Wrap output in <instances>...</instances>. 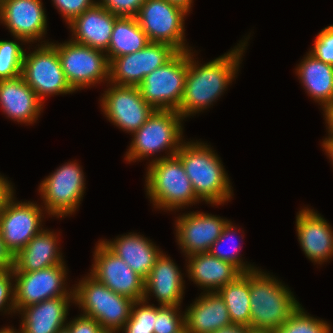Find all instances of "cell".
Masks as SVG:
<instances>
[{
  "instance_id": "6da1fadb",
  "label": "cell",
  "mask_w": 333,
  "mask_h": 333,
  "mask_svg": "<svg viewBox=\"0 0 333 333\" xmlns=\"http://www.w3.org/2000/svg\"><path fill=\"white\" fill-rule=\"evenodd\" d=\"M249 38L246 37L229 52L204 64L195 60L193 50L188 51L184 95L176 110L183 119L210 108L223 95L237 77Z\"/></svg>"
},
{
  "instance_id": "7a4b0ae2",
  "label": "cell",
  "mask_w": 333,
  "mask_h": 333,
  "mask_svg": "<svg viewBox=\"0 0 333 333\" xmlns=\"http://www.w3.org/2000/svg\"><path fill=\"white\" fill-rule=\"evenodd\" d=\"M176 156L181 160L196 196L207 204L230 201L233 187L222 160L205 142H183Z\"/></svg>"
},
{
  "instance_id": "3957f363",
  "label": "cell",
  "mask_w": 333,
  "mask_h": 333,
  "mask_svg": "<svg viewBox=\"0 0 333 333\" xmlns=\"http://www.w3.org/2000/svg\"><path fill=\"white\" fill-rule=\"evenodd\" d=\"M300 305L275 276L261 269L250 272V328L277 331Z\"/></svg>"
},
{
  "instance_id": "277c9868",
  "label": "cell",
  "mask_w": 333,
  "mask_h": 333,
  "mask_svg": "<svg viewBox=\"0 0 333 333\" xmlns=\"http://www.w3.org/2000/svg\"><path fill=\"white\" fill-rule=\"evenodd\" d=\"M146 170V196L155 209L177 211L202 202L195 194L181 160L175 155L149 162Z\"/></svg>"
},
{
  "instance_id": "5b68a950",
  "label": "cell",
  "mask_w": 333,
  "mask_h": 333,
  "mask_svg": "<svg viewBox=\"0 0 333 333\" xmlns=\"http://www.w3.org/2000/svg\"><path fill=\"white\" fill-rule=\"evenodd\" d=\"M182 116L173 110H155L147 121L132 135L124 160L136 162L152 157L155 153L165 152L161 158L175 156L183 144Z\"/></svg>"
},
{
  "instance_id": "8992f818",
  "label": "cell",
  "mask_w": 333,
  "mask_h": 333,
  "mask_svg": "<svg viewBox=\"0 0 333 333\" xmlns=\"http://www.w3.org/2000/svg\"><path fill=\"white\" fill-rule=\"evenodd\" d=\"M74 285V304L82 315L94 318L102 330L121 331L129 320L131 298L117 294L90 273Z\"/></svg>"
},
{
  "instance_id": "52a82bcc",
  "label": "cell",
  "mask_w": 333,
  "mask_h": 333,
  "mask_svg": "<svg viewBox=\"0 0 333 333\" xmlns=\"http://www.w3.org/2000/svg\"><path fill=\"white\" fill-rule=\"evenodd\" d=\"M58 52L65 77L74 91L109 83L110 61L106 52L79 44L71 39L50 42Z\"/></svg>"
},
{
  "instance_id": "ba28073f",
  "label": "cell",
  "mask_w": 333,
  "mask_h": 333,
  "mask_svg": "<svg viewBox=\"0 0 333 333\" xmlns=\"http://www.w3.org/2000/svg\"><path fill=\"white\" fill-rule=\"evenodd\" d=\"M84 177L82 167L74 160L59 166L41 181L38 191L47 215L61 219L75 214L86 189Z\"/></svg>"
},
{
  "instance_id": "9c48e42d",
  "label": "cell",
  "mask_w": 333,
  "mask_h": 333,
  "mask_svg": "<svg viewBox=\"0 0 333 333\" xmlns=\"http://www.w3.org/2000/svg\"><path fill=\"white\" fill-rule=\"evenodd\" d=\"M188 70V51H178L138 86L142 98L155 110L176 111L182 101Z\"/></svg>"
},
{
  "instance_id": "30bf717a",
  "label": "cell",
  "mask_w": 333,
  "mask_h": 333,
  "mask_svg": "<svg viewBox=\"0 0 333 333\" xmlns=\"http://www.w3.org/2000/svg\"><path fill=\"white\" fill-rule=\"evenodd\" d=\"M40 43L34 51H25L21 73L25 82L43 103L48 96L74 93L63 72L57 49L46 40Z\"/></svg>"
},
{
  "instance_id": "8fae6325",
  "label": "cell",
  "mask_w": 333,
  "mask_h": 333,
  "mask_svg": "<svg viewBox=\"0 0 333 333\" xmlns=\"http://www.w3.org/2000/svg\"><path fill=\"white\" fill-rule=\"evenodd\" d=\"M187 15L183 8L166 0H145L135 18L149 42L170 44L177 51H192L185 44Z\"/></svg>"
},
{
  "instance_id": "7c38bea8",
  "label": "cell",
  "mask_w": 333,
  "mask_h": 333,
  "mask_svg": "<svg viewBox=\"0 0 333 333\" xmlns=\"http://www.w3.org/2000/svg\"><path fill=\"white\" fill-rule=\"evenodd\" d=\"M65 264L31 272H14L16 313L47 299L74 297V289L68 288V282H65L68 278Z\"/></svg>"
},
{
  "instance_id": "4fadbf2b",
  "label": "cell",
  "mask_w": 333,
  "mask_h": 333,
  "mask_svg": "<svg viewBox=\"0 0 333 333\" xmlns=\"http://www.w3.org/2000/svg\"><path fill=\"white\" fill-rule=\"evenodd\" d=\"M100 97L101 111L109 122L133 134L155 109L141 96L138 86H118L109 82Z\"/></svg>"
},
{
  "instance_id": "5bb4252c",
  "label": "cell",
  "mask_w": 333,
  "mask_h": 333,
  "mask_svg": "<svg viewBox=\"0 0 333 333\" xmlns=\"http://www.w3.org/2000/svg\"><path fill=\"white\" fill-rule=\"evenodd\" d=\"M14 195L6 201L0 213V232L6 247L16 255L44 229L42 221L47 213L37 202L15 201Z\"/></svg>"
},
{
  "instance_id": "9a60e30c",
  "label": "cell",
  "mask_w": 333,
  "mask_h": 333,
  "mask_svg": "<svg viewBox=\"0 0 333 333\" xmlns=\"http://www.w3.org/2000/svg\"><path fill=\"white\" fill-rule=\"evenodd\" d=\"M90 274L117 294L144 300V279L101 241L95 245Z\"/></svg>"
},
{
  "instance_id": "2e32d148",
  "label": "cell",
  "mask_w": 333,
  "mask_h": 333,
  "mask_svg": "<svg viewBox=\"0 0 333 333\" xmlns=\"http://www.w3.org/2000/svg\"><path fill=\"white\" fill-rule=\"evenodd\" d=\"M175 221L177 244L187 257L208 252L212 244L221 236L229 220L209 213L191 211L179 215Z\"/></svg>"
},
{
  "instance_id": "e0dca14e",
  "label": "cell",
  "mask_w": 333,
  "mask_h": 333,
  "mask_svg": "<svg viewBox=\"0 0 333 333\" xmlns=\"http://www.w3.org/2000/svg\"><path fill=\"white\" fill-rule=\"evenodd\" d=\"M43 7L42 0H1L0 23L27 44L40 42L47 34L48 25Z\"/></svg>"
},
{
  "instance_id": "ac0fdd59",
  "label": "cell",
  "mask_w": 333,
  "mask_h": 333,
  "mask_svg": "<svg viewBox=\"0 0 333 333\" xmlns=\"http://www.w3.org/2000/svg\"><path fill=\"white\" fill-rule=\"evenodd\" d=\"M296 234L300 248L314 264H323L333 257L331 225L314 209L302 208L296 215Z\"/></svg>"
},
{
  "instance_id": "d6986e66",
  "label": "cell",
  "mask_w": 333,
  "mask_h": 333,
  "mask_svg": "<svg viewBox=\"0 0 333 333\" xmlns=\"http://www.w3.org/2000/svg\"><path fill=\"white\" fill-rule=\"evenodd\" d=\"M182 276L176 263L162 251L144 280V300L148 302L153 295L158 305L181 306L185 293Z\"/></svg>"
},
{
  "instance_id": "ffe728a7",
  "label": "cell",
  "mask_w": 333,
  "mask_h": 333,
  "mask_svg": "<svg viewBox=\"0 0 333 333\" xmlns=\"http://www.w3.org/2000/svg\"><path fill=\"white\" fill-rule=\"evenodd\" d=\"M44 103L22 76L0 80V108L6 117L22 124H34L43 110Z\"/></svg>"
},
{
  "instance_id": "44dd1931",
  "label": "cell",
  "mask_w": 333,
  "mask_h": 333,
  "mask_svg": "<svg viewBox=\"0 0 333 333\" xmlns=\"http://www.w3.org/2000/svg\"><path fill=\"white\" fill-rule=\"evenodd\" d=\"M117 18L118 16H115L97 2L68 23V28L72 32L71 40L106 52Z\"/></svg>"
},
{
  "instance_id": "7402d4cb",
  "label": "cell",
  "mask_w": 333,
  "mask_h": 333,
  "mask_svg": "<svg viewBox=\"0 0 333 333\" xmlns=\"http://www.w3.org/2000/svg\"><path fill=\"white\" fill-rule=\"evenodd\" d=\"M74 297H56L20 309L19 329L23 333H57L68 321V311Z\"/></svg>"
},
{
  "instance_id": "603a6c76",
  "label": "cell",
  "mask_w": 333,
  "mask_h": 333,
  "mask_svg": "<svg viewBox=\"0 0 333 333\" xmlns=\"http://www.w3.org/2000/svg\"><path fill=\"white\" fill-rule=\"evenodd\" d=\"M144 280L152 270L162 250L141 234L130 232L112 240H100Z\"/></svg>"
},
{
  "instance_id": "cb8c5ba5",
  "label": "cell",
  "mask_w": 333,
  "mask_h": 333,
  "mask_svg": "<svg viewBox=\"0 0 333 333\" xmlns=\"http://www.w3.org/2000/svg\"><path fill=\"white\" fill-rule=\"evenodd\" d=\"M186 258V273L203 292H216L242 274L237 267L209 252L192 254Z\"/></svg>"
},
{
  "instance_id": "d4e9b609",
  "label": "cell",
  "mask_w": 333,
  "mask_h": 333,
  "mask_svg": "<svg viewBox=\"0 0 333 333\" xmlns=\"http://www.w3.org/2000/svg\"><path fill=\"white\" fill-rule=\"evenodd\" d=\"M184 313L189 333H213L232 324L227 306L217 291L201 293Z\"/></svg>"
},
{
  "instance_id": "484cf974",
  "label": "cell",
  "mask_w": 333,
  "mask_h": 333,
  "mask_svg": "<svg viewBox=\"0 0 333 333\" xmlns=\"http://www.w3.org/2000/svg\"><path fill=\"white\" fill-rule=\"evenodd\" d=\"M58 239L57 233L43 229L14 255L13 272H31L63 264Z\"/></svg>"
},
{
  "instance_id": "4316f807",
  "label": "cell",
  "mask_w": 333,
  "mask_h": 333,
  "mask_svg": "<svg viewBox=\"0 0 333 333\" xmlns=\"http://www.w3.org/2000/svg\"><path fill=\"white\" fill-rule=\"evenodd\" d=\"M303 88L322 109L333 104V65L307 52L295 69Z\"/></svg>"
},
{
  "instance_id": "83f0119b",
  "label": "cell",
  "mask_w": 333,
  "mask_h": 333,
  "mask_svg": "<svg viewBox=\"0 0 333 333\" xmlns=\"http://www.w3.org/2000/svg\"><path fill=\"white\" fill-rule=\"evenodd\" d=\"M149 40L135 17H118L115 20L106 55L114 58L142 50Z\"/></svg>"
},
{
  "instance_id": "f1b7e54d",
  "label": "cell",
  "mask_w": 333,
  "mask_h": 333,
  "mask_svg": "<svg viewBox=\"0 0 333 333\" xmlns=\"http://www.w3.org/2000/svg\"><path fill=\"white\" fill-rule=\"evenodd\" d=\"M217 292L227 306L232 324L250 327V272L242 273Z\"/></svg>"
},
{
  "instance_id": "f546056e",
  "label": "cell",
  "mask_w": 333,
  "mask_h": 333,
  "mask_svg": "<svg viewBox=\"0 0 333 333\" xmlns=\"http://www.w3.org/2000/svg\"><path fill=\"white\" fill-rule=\"evenodd\" d=\"M237 232H240L239 229H237L236 225H234L229 220L224 226L221 236L212 244L208 252L211 255L221 259L222 261L231 263L232 265L237 267L242 273H248L257 270V267L249 264L247 261L245 263L242 259V256H240L242 246L236 240L238 239L236 236ZM231 243L232 246L230 248L228 247V249L226 246Z\"/></svg>"
},
{
  "instance_id": "4dcf8cb0",
  "label": "cell",
  "mask_w": 333,
  "mask_h": 333,
  "mask_svg": "<svg viewBox=\"0 0 333 333\" xmlns=\"http://www.w3.org/2000/svg\"><path fill=\"white\" fill-rule=\"evenodd\" d=\"M13 38H15L14 41L0 40V80L14 79L21 76L22 73L26 51L22 45L27 43L23 39Z\"/></svg>"
},
{
  "instance_id": "1f68e13d",
  "label": "cell",
  "mask_w": 333,
  "mask_h": 333,
  "mask_svg": "<svg viewBox=\"0 0 333 333\" xmlns=\"http://www.w3.org/2000/svg\"><path fill=\"white\" fill-rule=\"evenodd\" d=\"M178 51L170 44L149 42L138 51L140 84L146 75L168 62Z\"/></svg>"
},
{
  "instance_id": "d6a6232c",
  "label": "cell",
  "mask_w": 333,
  "mask_h": 333,
  "mask_svg": "<svg viewBox=\"0 0 333 333\" xmlns=\"http://www.w3.org/2000/svg\"><path fill=\"white\" fill-rule=\"evenodd\" d=\"M109 82L118 86H139L138 52L114 58L110 62Z\"/></svg>"
},
{
  "instance_id": "836d02e7",
  "label": "cell",
  "mask_w": 333,
  "mask_h": 333,
  "mask_svg": "<svg viewBox=\"0 0 333 333\" xmlns=\"http://www.w3.org/2000/svg\"><path fill=\"white\" fill-rule=\"evenodd\" d=\"M331 330L332 327L327 321L309 315L300 305L277 333H331Z\"/></svg>"
},
{
  "instance_id": "e575fe53",
  "label": "cell",
  "mask_w": 333,
  "mask_h": 333,
  "mask_svg": "<svg viewBox=\"0 0 333 333\" xmlns=\"http://www.w3.org/2000/svg\"><path fill=\"white\" fill-rule=\"evenodd\" d=\"M156 306L145 300L134 301L122 333H154Z\"/></svg>"
},
{
  "instance_id": "d590c367",
  "label": "cell",
  "mask_w": 333,
  "mask_h": 333,
  "mask_svg": "<svg viewBox=\"0 0 333 333\" xmlns=\"http://www.w3.org/2000/svg\"><path fill=\"white\" fill-rule=\"evenodd\" d=\"M180 306H156L154 333H179L185 328V313Z\"/></svg>"
},
{
  "instance_id": "8d00e7d4",
  "label": "cell",
  "mask_w": 333,
  "mask_h": 333,
  "mask_svg": "<svg viewBox=\"0 0 333 333\" xmlns=\"http://www.w3.org/2000/svg\"><path fill=\"white\" fill-rule=\"evenodd\" d=\"M13 269L0 271V312L16 314L15 280Z\"/></svg>"
},
{
  "instance_id": "74e56055",
  "label": "cell",
  "mask_w": 333,
  "mask_h": 333,
  "mask_svg": "<svg viewBox=\"0 0 333 333\" xmlns=\"http://www.w3.org/2000/svg\"><path fill=\"white\" fill-rule=\"evenodd\" d=\"M308 52L318 60L333 65V25L323 28L318 33L313 47Z\"/></svg>"
},
{
  "instance_id": "f35d334b",
  "label": "cell",
  "mask_w": 333,
  "mask_h": 333,
  "mask_svg": "<svg viewBox=\"0 0 333 333\" xmlns=\"http://www.w3.org/2000/svg\"><path fill=\"white\" fill-rule=\"evenodd\" d=\"M52 2L68 24L76 16L95 5L98 0H52Z\"/></svg>"
},
{
  "instance_id": "ab89813d",
  "label": "cell",
  "mask_w": 333,
  "mask_h": 333,
  "mask_svg": "<svg viewBox=\"0 0 333 333\" xmlns=\"http://www.w3.org/2000/svg\"><path fill=\"white\" fill-rule=\"evenodd\" d=\"M145 0H99L98 3L118 17H136Z\"/></svg>"
},
{
  "instance_id": "60d3db41",
  "label": "cell",
  "mask_w": 333,
  "mask_h": 333,
  "mask_svg": "<svg viewBox=\"0 0 333 333\" xmlns=\"http://www.w3.org/2000/svg\"><path fill=\"white\" fill-rule=\"evenodd\" d=\"M70 333H100L102 328L94 319L85 315H79L70 320L65 327Z\"/></svg>"
},
{
  "instance_id": "b9f144b4",
  "label": "cell",
  "mask_w": 333,
  "mask_h": 333,
  "mask_svg": "<svg viewBox=\"0 0 333 333\" xmlns=\"http://www.w3.org/2000/svg\"><path fill=\"white\" fill-rule=\"evenodd\" d=\"M14 268V255L6 247L0 232V271Z\"/></svg>"
},
{
  "instance_id": "7bdbcfd3",
  "label": "cell",
  "mask_w": 333,
  "mask_h": 333,
  "mask_svg": "<svg viewBox=\"0 0 333 333\" xmlns=\"http://www.w3.org/2000/svg\"><path fill=\"white\" fill-rule=\"evenodd\" d=\"M14 194L12 183L0 174V213L6 201Z\"/></svg>"
},
{
  "instance_id": "ee69618b",
  "label": "cell",
  "mask_w": 333,
  "mask_h": 333,
  "mask_svg": "<svg viewBox=\"0 0 333 333\" xmlns=\"http://www.w3.org/2000/svg\"><path fill=\"white\" fill-rule=\"evenodd\" d=\"M322 110L324 112L325 124H327L328 136H326V138H333V104L326 106Z\"/></svg>"
},
{
  "instance_id": "f6af8a7d",
  "label": "cell",
  "mask_w": 333,
  "mask_h": 333,
  "mask_svg": "<svg viewBox=\"0 0 333 333\" xmlns=\"http://www.w3.org/2000/svg\"><path fill=\"white\" fill-rule=\"evenodd\" d=\"M250 327L244 325L231 324L226 327H222L213 333H250Z\"/></svg>"
},
{
  "instance_id": "bcb514c9",
  "label": "cell",
  "mask_w": 333,
  "mask_h": 333,
  "mask_svg": "<svg viewBox=\"0 0 333 333\" xmlns=\"http://www.w3.org/2000/svg\"><path fill=\"white\" fill-rule=\"evenodd\" d=\"M321 146L333 165V138H324Z\"/></svg>"
},
{
  "instance_id": "7dc6e473",
  "label": "cell",
  "mask_w": 333,
  "mask_h": 333,
  "mask_svg": "<svg viewBox=\"0 0 333 333\" xmlns=\"http://www.w3.org/2000/svg\"><path fill=\"white\" fill-rule=\"evenodd\" d=\"M166 1L183 8L188 13L191 12L192 3L194 2L193 0H166Z\"/></svg>"
},
{
  "instance_id": "c3c4849f",
  "label": "cell",
  "mask_w": 333,
  "mask_h": 333,
  "mask_svg": "<svg viewBox=\"0 0 333 333\" xmlns=\"http://www.w3.org/2000/svg\"><path fill=\"white\" fill-rule=\"evenodd\" d=\"M0 333H23L20 329L19 331L17 329H14L12 326H7L0 329Z\"/></svg>"
},
{
  "instance_id": "681fc988",
  "label": "cell",
  "mask_w": 333,
  "mask_h": 333,
  "mask_svg": "<svg viewBox=\"0 0 333 333\" xmlns=\"http://www.w3.org/2000/svg\"><path fill=\"white\" fill-rule=\"evenodd\" d=\"M250 333H277L275 330L250 329Z\"/></svg>"
},
{
  "instance_id": "f907efd6",
  "label": "cell",
  "mask_w": 333,
  "mask_h": 333,
  "mask_svg": "<svg viewBox=\"0 0 333 333\" xmlns=\"http://www.w3.org/2000/svg\"><path fill=\"white\" fill-rule=\"evenodd\" d=\"M100 333H120V331H117V330H101Z\"/></svg>"
},
{
  "instance_id": "816d5d0a",
  "label": "cell",
  "mask_w": 333,
  "mask_h": 333,
  "mask_svg": "<svg viewBox=\"0 0 333 333\" xmlns=\"http://www.w3.org/2000/svg\"><path fill=\"white\" fill-rule=\"evenodd\" d=\"M57 333H70L66 328L58 331Z\"/></svg>"
},
{
  "instance_id": "f5cc1de1",
  "label": "cell",
  "mask_w": 333,
  "mask_h": 333,
  "mask_svg": "<svg viewBox=\"0 0 333 333\" xmlns=\"http://www.w3.org/2000/svg\"><path fill=\"white\" fill-rule=\"evenodd\" d=\"M179 333H189L187 330H186V328H184L181 332H179Z\"/></svg>"
}]
</instances>
